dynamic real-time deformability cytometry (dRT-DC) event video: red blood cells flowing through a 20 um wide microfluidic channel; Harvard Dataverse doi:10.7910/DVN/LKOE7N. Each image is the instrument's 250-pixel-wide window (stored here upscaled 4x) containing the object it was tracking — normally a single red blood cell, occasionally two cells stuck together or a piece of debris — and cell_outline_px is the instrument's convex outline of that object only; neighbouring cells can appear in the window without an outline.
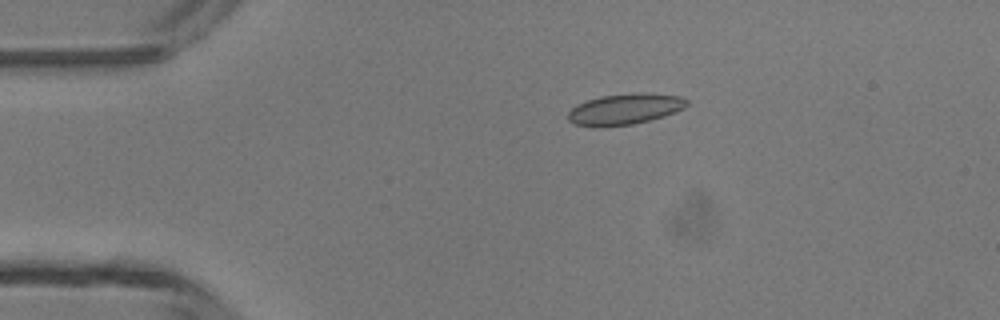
{"species": "common noctule bat (a hibernating species)", "species_latin": "Nyctalus noctula", "temperature_condition": "room temperature", "stored_images_in_passage": 47, "camera_frame_rate_fps": 3000, "um_per_image_px": 0.085, "animal": {"sex": "male", "body_mass_g": 13.3}, "frame": {"image": 1, "passage_image": 9, "time_ms": 2.667, "image_size_px": [1000, 320], "cell_outline_px": [[688, 104], [684, 108], [664, 116], [632, 124], [576, 124], [568, 120], [568, 112], [572, 108], [588, 100], [600, 96], [640, 92], [680, 96], [688, 100]], "centroid_in_image_um": [53.19, 9.22], "position_along_channel_um": 31.8, "area_um2": 20.52}}
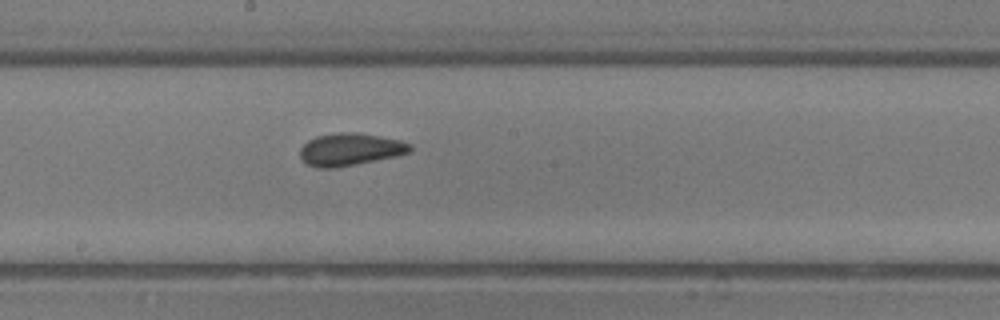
{"frame": {"image": 2, "passage_image": 25, "time_ms": 8.0, "image_size_px": [1000, 320], "cell_outline_px": [[412, 152], [396, 156], [336, 168], [316, 168], [304, 164], [300, 156], [300, 148], [308, 140], [316, 136], [340, 132], [356, 132], [380, 136], [400, 140], [412, 144]], "centroid_in_image_um": [29.75, 12.7], "position_along_channel_um": 218.4, "area_um2": 21.04}}
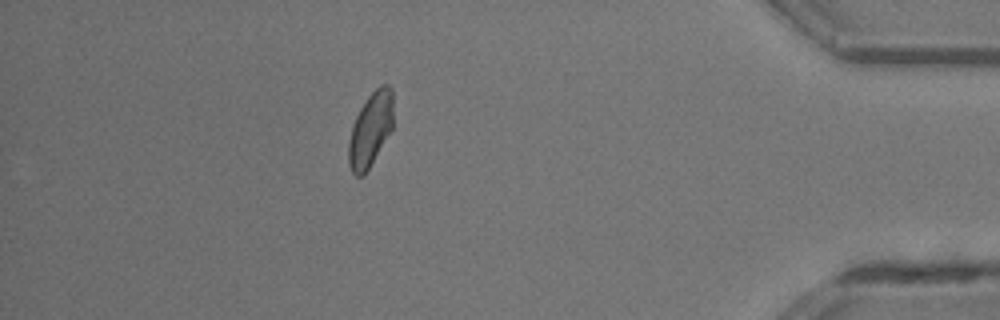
{"frame": {"image": 3, "passage_image": 41, "time_ms": 13.333, "image_size_px": [1000, 320], "cell_outline_px": [[392, 128], [364, 176], [356, 176], [352, 172], [348, 164], [348, 140], [352, 124], [360, 108], [368, 96], [380, 84], [388, 84], [392, 88]], "centroid_in_image_um": [31.46, 11.0], "position_along_channel_um": 403.7, "area_um2": 19.25}, "authors_computed_cell_mechanics": {"area_um2": 20.1144, "velocity_mm_per_s": 4.3806, "shape_relaxation_time_tau1_ms": 10.3504, "shape_relaxation_time_tau2_ms": 1.3651, "deformation_change_tau1": 0.1866, "deformation_change_tau2": 0.0532}}